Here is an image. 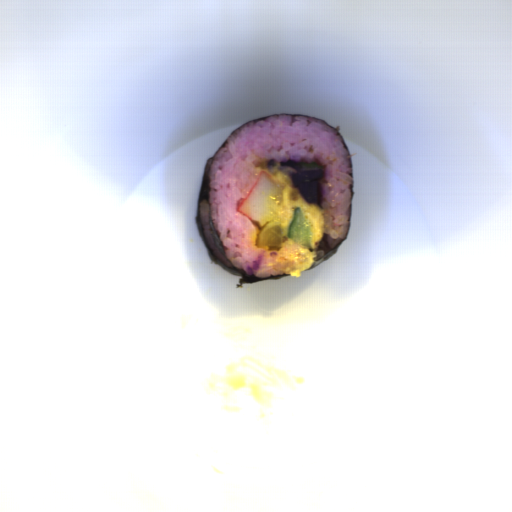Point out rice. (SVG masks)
<instances>
[{"mask_svg": "<svg viewBox=\"0 0 512 512\" xmlns=\"http://www.w3.org/2000/svg\"><path fill=\"white\" fill-rule=\"evenodd\" d=\"M317 162L325 167L321 208L325 232L313 250L287 237L282 249L257 247L261 226L237 211L260 172L270 177L269 160ZM208 196L212 224L224 256L240 271L255 277L300 276L341 241L349 229L352 189L351 164L337 130L310 116L275 115L251 121L227 138L211 161Z\"/></svg>", "mask_w": 512, "mask_h": 512, "instance_id": "652b925c", "label": "rice"}]
</instances>
